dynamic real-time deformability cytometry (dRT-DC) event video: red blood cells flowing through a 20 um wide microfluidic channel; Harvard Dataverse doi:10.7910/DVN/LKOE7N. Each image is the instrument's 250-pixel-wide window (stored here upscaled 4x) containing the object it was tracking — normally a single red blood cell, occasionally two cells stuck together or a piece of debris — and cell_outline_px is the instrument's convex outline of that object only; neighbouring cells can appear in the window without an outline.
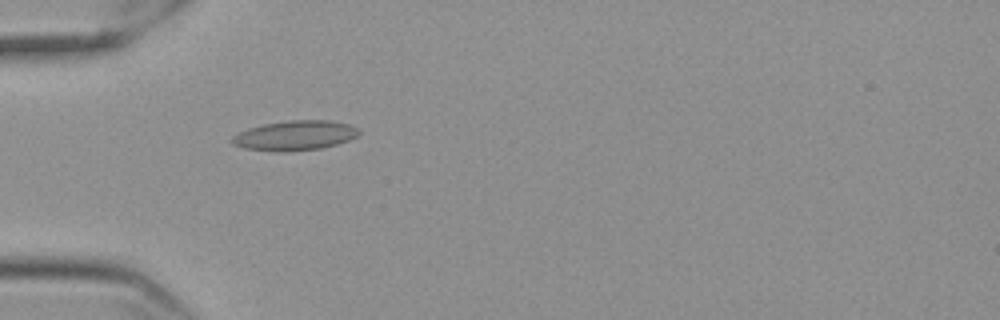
{"species": "Egyptian fruit bat (a non-hibernating species)", "species_latin": "Rousettus aegyptiacus", "temperature_condition": "cold", "stored_images_in_passage": 58, "camera_frame_rate_fps": 3000, "um_per_image_px": 0.085, "frame": {"image": 1, "passage_image": 19, "time_ms": 6.0, "image_size_px": [1000, 320], "cell_outline_px": [[360, 136], [336, 144], [320, 148], [284, 152], [244, 148], [232, 144], [228, 140], [232, 136], [248, 128], [264, 124], [288, 120], [328, 120], [348, 124], [360, 128]], "centroid_in_image_um": [25.07, 11.51], "position_along_channel_um": 59.9, "area_um2": 22.08}}
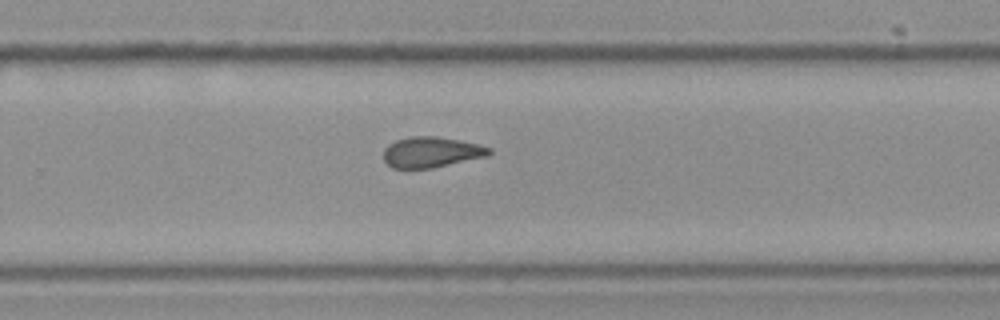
{"frame": {"image": 2, "passage_image": 39, "time_ms": 12.667, "image_size_px": [1000, 320], "cell_outline_px": [[492, 152], [488, 156], [432, 168], [392, 168], [384, 160], [384, 148], [388, 144], [396, 140], [408, 136], [436, 136], [460, 140], [480, 144], [492, 148]], "centroid_in_image_um": [36.68, 12.92], "position_along_channel_um": 293.1, "area_um2": 19.02}}
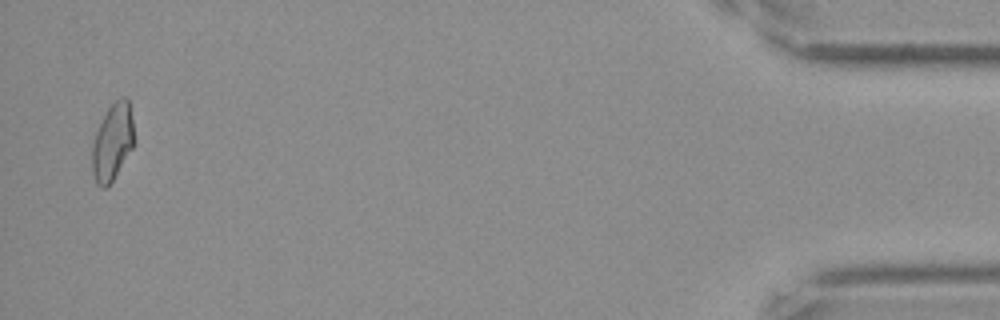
{"frame": {"image": 3, "passage_image": 57, "time_ms": 18.667, "image_size_px": [1000, 320], "cell_outline_px": [[136, 140], [132, 148], [112, 180], [104, 188], [100, 188], [96, 184], [92, 172], [92, 144], [96, 132], [108, 108], [120, 96], [124, 96], [128, 100]], "centroid_in_image_um": [9.56, 12.07], "position_along_channel_um": 425.6, "area_um2": 18.67}, "authors_computed_cell_mechanics": {"area_um2": 19.1029, "velocity_mm_per_s": 3.5587, "shape_relaxation_time_tau1_ms": null, "shape_relaxation_time_tau2_ms": 1.5135, "deformation_change_tau1": null, "deformation_change_tau2": 0.0871}}